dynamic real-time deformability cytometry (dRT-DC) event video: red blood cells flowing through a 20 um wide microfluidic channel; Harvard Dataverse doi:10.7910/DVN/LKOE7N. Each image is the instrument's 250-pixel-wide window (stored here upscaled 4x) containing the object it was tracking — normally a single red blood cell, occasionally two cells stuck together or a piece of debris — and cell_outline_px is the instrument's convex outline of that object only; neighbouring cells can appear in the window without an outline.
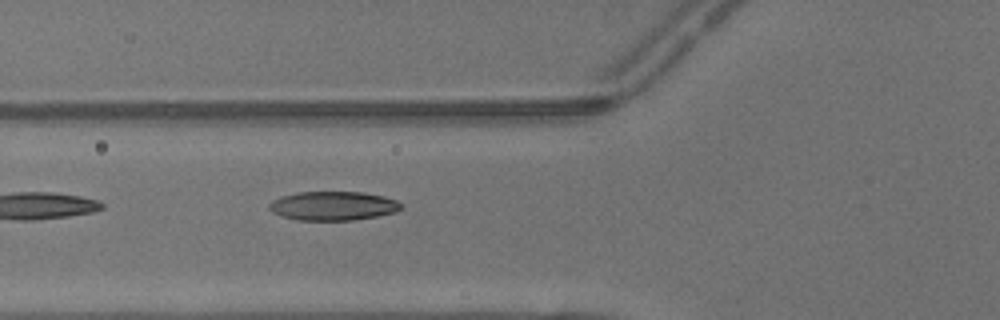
{"species": "common noctule bat (a hibernating species)", "species_latin": "Nyctalus noctula", "temperature_condition": "warm", "stored_images_in_passage": 5, "camera_frame_rate_fps": 3000, "um_per_image_px": 0.085, "animal": {"sex": "male", "body_mass_g": 13.3}, "frame": {"image": 1, "passage_image": 5, "time_ms": 1.333, "image_size_px": [1000, 320], "cell_outline_px": [[400, 208], [396, 212], [376, 216], [352, 220], [300, 220], [284, 216], [272, 212], [268, 208], [268, 204], [272, 200], [280, 196], [296, 192], [364, 192], [384, 196], [396, 200], [400, 204]], "centroid_in_image_um": [28.28, 17.49], "position_along_channel_um": 97.5, "area_um2": 22.2}}